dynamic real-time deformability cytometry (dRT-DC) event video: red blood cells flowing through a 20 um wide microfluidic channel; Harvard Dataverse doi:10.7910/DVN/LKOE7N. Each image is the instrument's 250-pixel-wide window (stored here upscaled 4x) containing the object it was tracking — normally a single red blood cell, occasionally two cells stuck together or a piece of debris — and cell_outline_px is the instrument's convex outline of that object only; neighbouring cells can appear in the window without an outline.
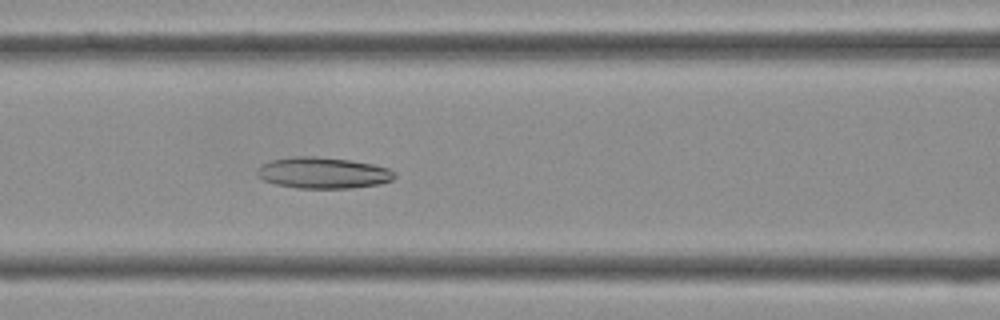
{"species": "Egyptian fruit bat (a non-hibernating species)", "species_latin": "Rousettus aegyptiacus", "temperature_condition": "cold", "stored_images_in_passage": 41, "camera_frame_rate_fps": 3000, "um_per_image_px": 0.085, "frame": {"image": 1, "passage_image": 17, "time_ms": 5.333, "image_size_px": [1000, 320], "cell_outline_px": [[396, 176], [392, 180], [380, 184], [352, 188], [296, 188], [276, 184], [264, 180], [256, 172], [256, 168], [272, 160], [292, 156], [316, 156], [352, 160], [372, 164], [388, 168], [396, 172]], "centroid_in_image_um": [27.49, 14.69], "position_along_channel_um": 139.1, "area_um2": 25.09}}
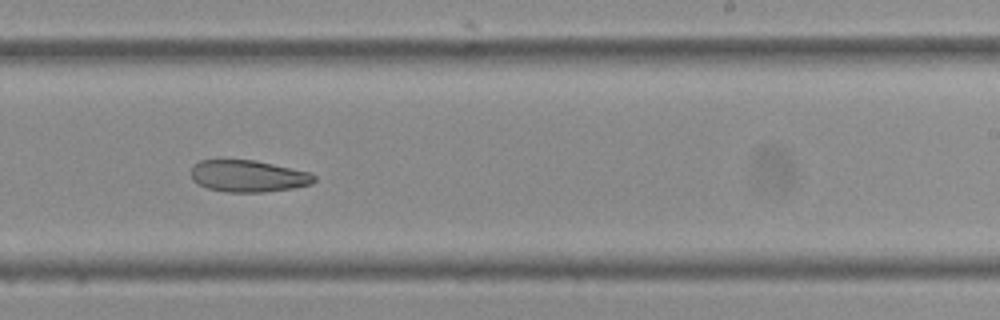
{"frame": {"image": 2, "passage_image": 25, "time_ms": 8.0, "image_size_px": [1000, 320], "cell_outline_px": [[316, 180], [312, 184], [292, 188], [264, 192], [224, 192], [208, 188], [192, 180], [192, 168], [200, 160], [252, 160], [272, 164], [308, 172], [316, 176]], "centroid_in_image_um": [21.1, 14.98], "position_along_channel_um": 267.9, "area_um2": 22.54}}
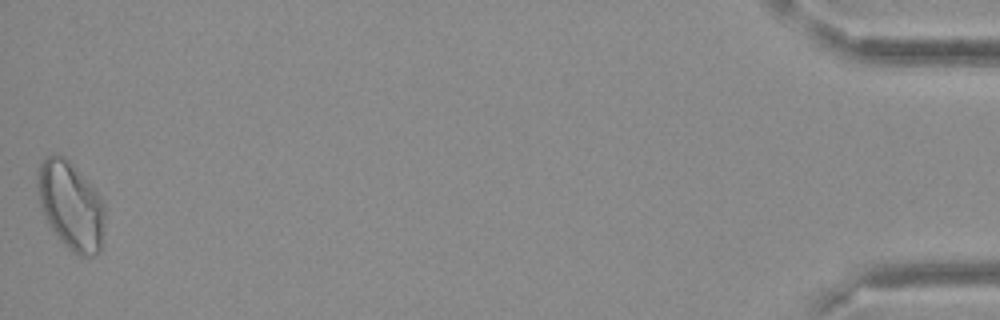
{"frame": {"image": 3, "passage_image": 41, "time_ms": 13.333, "image_size_px": [1000, 320], "cell_outline_px": [[104, 232], [100, 252], [92, 256], [80, 256], [68, 248], [56, 236], [48, 224], [44, 216], [40, 204], [36, 188], [36, 172], [40, 164], [48, 156], [56, 152], [64, 156], [96, 188], [104, 200]], "centroid_in_image_um": [6.02, 17.46], "position_along_channel_um": 429.2, "area_um2": 35.2}}